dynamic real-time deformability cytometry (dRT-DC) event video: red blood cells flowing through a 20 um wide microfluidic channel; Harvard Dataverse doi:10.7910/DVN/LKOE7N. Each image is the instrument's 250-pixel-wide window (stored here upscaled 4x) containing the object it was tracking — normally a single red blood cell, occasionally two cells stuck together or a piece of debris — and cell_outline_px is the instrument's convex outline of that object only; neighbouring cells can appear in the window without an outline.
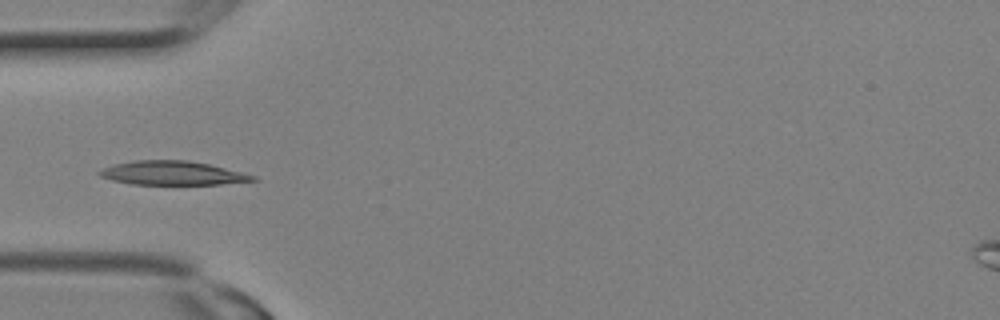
{"species": "Egyptian fruit bat (a non-hibernating species)", "species_latin": "Rousettus aegyptiacus", "temperature_condition": "room temperature", "stored_images_in_passage": 2, "camera_frame_rate_fps": 3000, "um_per_image_px": 0.085, "animal": {"sex": "female"}, "frame": {"image": 1, "passage_image": 2, "time_ms": 0.333, "image_size_px": [1000, 320], "cell_outline_px": [[256, 180], [220, 184], [132, 184], [112, 180], [100, 176], [96, 172], [104, 168], [116, 164], [132, 160], [188, 160], [208, 164], [256, 176]], "centroid_in_image_um": [14.61, 14.71], "position_along_channel_um": 70.4, "area_um2": 21.04}}